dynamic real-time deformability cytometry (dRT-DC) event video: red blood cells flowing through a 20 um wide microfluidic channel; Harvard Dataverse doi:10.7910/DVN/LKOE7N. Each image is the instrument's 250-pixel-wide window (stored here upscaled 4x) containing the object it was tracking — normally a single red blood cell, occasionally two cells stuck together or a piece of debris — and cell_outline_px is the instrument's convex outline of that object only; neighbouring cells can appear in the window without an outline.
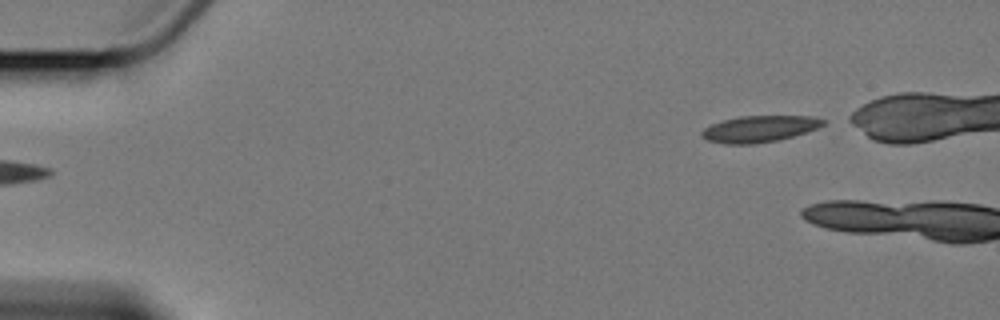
{"species": "Egyptian fruit bat (a non-hibernating species)", "species_latin": "Rousettus aegyptiacus", "temperature_condition": "cold", "stored_images_in_passage": 6, "camera_frame_rate_fps": 3000, "um_per_image_px": 0.085, "animal": {"sex": "female"}, "frame": {"image": 1, "passage_image": 6, "time_ms": 6.0, "image_size_px": [1000, 320], "cell_outline_px": [[828, 120], [824, 124], [816, 128], [792, 136], [776, 140], [752, 144], [728, 144], [708, 140], [700, 136], [700, 132], [704, 128], [712, 124], [724, 120], [740, 116], [812, 116]], "centroid_in_image_um": [64.53, 10.94], "position_along_channel_um": 20.5, "area_um2": 18.5}}